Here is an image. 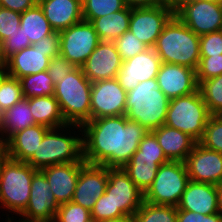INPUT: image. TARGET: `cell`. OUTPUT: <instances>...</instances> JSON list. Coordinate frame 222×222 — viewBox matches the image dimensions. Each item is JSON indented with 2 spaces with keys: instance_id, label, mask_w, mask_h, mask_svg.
Wrapping results in <instances>:
<instances>
[{
  "instance_id": "cell-3",
  "label": "cell",
  "mask_w": 222,
  "mask_h": 222,
  "mask_svg": "<svg viewBox=\"0 0 222 222\" xmlns=\"http://www.w3.org/2000/svg\"><path fill=\"white\" fill-rule=\"evenodd\" d=\"M76 129H78L77 133H81L77 135L76 131H74ZM65 131L68 132L66 133ZM81 135L82 128L79 125L67 124L58 128H50L45 133L33 156L26 163L40 170L51 165L80 162L83 159Z\"/></svg>"
},
{
  "instance_id": "cell-1",
  "label": "cell",
  "mask_w": 222,
  "mask_h": 222,
  "mask_svg": "<svg viewBox=\"0 0 222 222\" xmlns=\"http://www.w3.org/2000/svg\"><path fill=\"white\" fill-rule=\"evenodd\" d=\"M83 159L92 165L122 168L149 132L126 115L91 119L82 126Z\"/></svg>"
},
{
  "instance_id": "cell-7",
  "label": "cell",
  "mask_w": 222,
  "mask_h": 222,
  "mask_svg": "<svg viewBox=\"0 0 222 222\" xmlns=\"http://www.w3.org/2000/svg\"><path fill=\"white\" fill-rule=\"evenodd\" d=\"M211 114L199 89L169 101L165 125L187 133L199 142Z\"/></svg>"
},
{
  "instance_id": "cell-56",
  "label": "cell",
  "mask_w": 222,
  "mask_h": 222,
  "mask_svg": "<svg viewBox=\"0 0 222 222\" xmlns=\"http://www.w3.org/2000/svg\"><path fill=\"white\" fill-rule=\"evenodd\" d=\"M8 75L6 66H0V84L4 80V78Z\"/></svg>"
},
{
  "instance_id": "cell-33",
  "label": "cell",
  "mask_w": 222,
  "mask_h": 222,
  "mask_svg": "<svg viewBox=\"0 0 222 222\" xmlns=\"http://www.w3.org/2000/svg\"><path fill=\"white\" fill-rule=\"evenodd\" d=\"M198 89L211 115H222V74L199 83Z\"/></svg>"
},
{
  "instance_id": "cell-25",
  "label": "cell",
  "mask_w": 222,
  "mask_h": 222,
  "mask_svg": "<svg viewBox=\"0 0 222 222\" xmlns=\"http://www.w3.org/2000/svg\"><path fill=\"white\" fill-rule=\"evenodd\" d=\"M49 129L47 126L36 124L16 132L6 141L7 157L27 162Z\"/></svg>"
},
{
  "instance_id": "cell-51",
  "label": "cell",
  "mask_w": 222,
  "mask_h": 222,
  "mask_svg": "<svg viewBox=\"0 0 222 222\" xmlns=\"http://www.w3.org/2000/svg\"><path fill=\"white\" fill-rule=\"evenodd\" d=\"M102 222H135L134 216L131 215H123L117 218H112L109 220H105Z\"/></svg>"
},
{
  "instance_id": "cell-53",
  "label": "cell",
  "mask_w": 222,
  "mask_h": 222,
  "mask_svg": "<svg viewBox=\"0 0 222 222\" xmlns=\"http://www.w3.org/2000/svg\"><path fill=\"white\" fill-rule=\"evenodd\" d=\"M218 213L222 216V184L217 186Z\"/></svg>"
},
{
  "instance_id": "cell-8",
  "label": "cell",
  "mask_w": 222,
  "mask_h": 222,
  "mask_svg": "<svg viewBox=\"0 0 222 222\" xmlns=\"http://www.w3.org/2000/svg\"><path fill=\"white\" fill-rule=\"evenodd\" d=\"M188 182L189 175L184 162L168 161L161 164L152 185L144 193V201L177 207Z\"/></svg>"
},
{
  "instance_id": "cell-13",
  "label": "cell",
  "mask_w": 222,
  "mask_h": 222,
  "mask_svg": "<svg viewBox=\"0 0 222 222\" xmlns=\"http://www.w3.org/2000/svg\"><path fill=\"white\" fill-rule=\"evenodd\" d=\"M175 15L163 5L131 8L129 31L149 48H153L165 25Z\"/></svg>"
},
{
  "instance_id": "cell-38",
  "label": "cell",
  "mask_w": 222,
  "mask_h": 222,
  "mask_svg": "<svg viewBox=\"0 0 222 222\" xmlns=\"http://www.w3.org/2000/svg\"><path fill=\"white\" fill-rule=\"evenodd\" d=\"M114 43L123 61L149 48L130 31H126L123 35L118 37Z\"/></svg>"
},
{
  "instance_id": "cell-24",
  "label": "cell",
  "mask_w": 222,
  "mask_h": 222,
  "mask_svg": "<svg viewBox=\"0 0 222 222\" xmlns=\"http://www.w3.org/2000/svg\"><path fill=\"white\" fill-rule=\"evenodd\" d=\"M169 161L184 162L192 152L197 141L187 133L167 125H162L152 131Z\"/></svg>"
},
{
  "instance_id": "cell-14",
  "label": "cell",
  "mask_w": 222,
  "mask_h": 222,
  "mask_svg": "<svg viewBox=\"0 0 222 222\" xmlns=\"http://www.w3.org/2000/svg\"><path fill=\"white\" fill-rule=\"evenodd\" d=\"M189 180L213 185L222 184V154L199 142L184 161Z\"/></svg>"
},
{
  "instance_id": "cell-43",
  "label": "cell",
  "mask_w": 222,
  "mask_h": 222,
  "mask_svg": "<svg viewBox=\"0 0 222 222\" xmlns=\"http://www.w3.org/2000/svg\"><path fill=\"white\" fill-rule=\"evenodd\" d=\"M75 68L76 67L72 63H70L65 57L58 55L50 60L47 72L52 78L53 83L57 84L62 80V78H64Z\"/></svg>"
},
{
  "instance_id": "cell-45",
  "label": "cell",
  "mask_w": 222,
  "mask_h": 222,
  "mask_svg": "<svg viewBox=\"0 0 222 222\" xmlns=\"http://www.w3.org/2000/svg\"><path fill=\"white\" fill-rule=\"evenodd\" d=\"M136 152H140V156L166 157L158 143L157 138L152 132H148L140 141L138 150Z\"/></svg>"
},
{
  "instance_id": "cell-47",
  "label": "cell",
  "mask_w": 222,
  "mask_h": 222,
  "mask_svg": "<svg viewBox=\"0 0 222 222\" xmlns=\"http://www.w3.org/2000/svg\"><path fill=\"white\" fill-rule=\"evenodd\" d=\"M34 44H38V48L42 50H50V59L60 55V35L57 31L43 37Z\"/></svg>"
},
{
  "instance_id": "cell-6",
  "label": "cell",
  "mask_w": 222,
  "mask_h": 222,
  "mask_svg": "<svg viewBox=\"0 0 222 222\" xmlns=\"http://www.w3.org/2000/svg\"><path fill=\"white\" fill-rule=\"evenodd\" d=\"M38 170L26 162L7 157L0 167V207L21 214L30 198L31 181Z\"/></svg>"
},
{
  "instance_id": "cell-2",
  "label": "cell",
  "mask_w": 222,
  "mask_h": 222,
  "mask_svg": "<svg viewBox=\"0 0 222 222\" xmlns=\"http://www.w3.org/2000/svg\"><path fill=\"white\" fill-rule=\"evenodd\" d=\"M153 49L163 63L196 70L200 60V36L174 15L160 33Z\"/></svg>"
},
{
  "instance_id": "cell-17",
  "label": "cell",
  "mask_w": 222,
  "mask_h": 222,
  "mask_svg": "<svg viewBox=\"0 0 222 222\" xmlns=\"http://www.w3.org/2000/svg\"><path fill=\"white\" fill-rule=\"evenodd\" d=\"M45 175L38 170L31 181L29 202L25 210L18 216L27 219L54 222L59 204L50 190Z\"/></svg>"
},
{
  "instance_id": "cell-29",
  "label": "cell",
  "mask_w": 222,
  "mask_h": 222,
  "mask_svg": "<svg viewBox=\"0 0 222 222\" xmlns=\"http://www.w3.org/2000/svg\"><path fill=\"white\" fill-rule=\"evenodd\" d=\"M131 8L104 15L94 19L91 23L100 41L114 42L118 37L129 31Z\"/></svg>"
},
{
  "instance_id": "cell-26",
  "label": "cell",
  "mask_w": 222,
  "mask_h": 222,
  "mask_svg": "<svg viewBox=\"0 0 222 222\" xmlns=\"http://www.w3.org/2000/svg\"><path fill=\"white\" fill-rule=\"evenodd\" d=\"M168 161L166 157L140 156V152H135L122 168L134 184L145 193L152 185L159 166Z\"/></svg>"
},
{
  "instance_id": "cell-10",
  "label": "cell",
  "mask_w": 222,
  "mask_h": 222,
  "mask_svg": "<svg viewBox=\"0 0 222 222\" xmlns=\"http://www.w3.org/2000/svg\"><path fill=\"white\" fill-rule=\"evenodd\" d=\"M105 192L113 202V218L133 216L144 201V193L134 184L123 168H108Z\"/></svg>"
},
{
  "instance_id": "cell-48",
  "label": "cell",
  "mask_w": 222,
  "mask_h": 222,
  "mask_svg": "<svg viewBox=\"0 0 222 222\" xmlns=\"http://www.w3.org/2000/svg\"><path fill=\"white\" fill-rule=\"evenodd\" d=\"M38 0H0V7L23 13L35 7Z\"/></svg>"
},
{
  "instance_id": "cell-42",
  "label": "cell",
  "mask_w": 222,
  "mask_h": 222,
  "mask_svg": "<svg viewBox=\"0 0 222 222\" xmlns=\"http://www.w3.org/2000/svg\"><path fill=\"white\" fill-rule=\"evenodd\" d=\"M3 43L4 54L7 59L16 52L32 45L29 38H26L22 27L16 29Z\"/></svg>"
},
{
  "instance_id": "cell-5",
  "label": "cell",
  "mask_w": 222,
  "mask_h": 222,
  "mask_svg": "<svg viewBox=\"0 0 222 222\" xmlns=\"http://www.w3.org/2000/svg\"><path fill=\"white\" fill-rule=\"evenodd\" d=\"M92 82L76 67L55 84L57 99L67 124L82 126L90 121V96Z\"/></svg>"
},
{
  "instance_id": "cell-30",
  "label": "cell",
  "mask_w": 222,
  "mask_h": 222,
  "mask_svg": "<svg viewBox=\"0 0 222 222\" xmlns=\"http://www.w3.org/2000/svg\"><path fill=\"white\" fill-rule=\"evenodd\" d=\"M20 27L31 44L41 40L43 37L54 33V29L45 18L42 8L37 4L35 7L21 13Z\"/></svg>"
},
{
  "instance_id": "cell-19",
  "label": "cell",
  "mask_w": 222,
  "mask_h": 222,
  "mask_svg": "<svg viewBox=\"0 0 222 222\" xmlns=\"http://www.w3.org/2000/svg\"><path fill=\"white\" fill-rule=\"evenodd\" d=\"M107 182V167L86 163L80 169L71 201L91 211L97 199L105 193Z\"/></svg>"
},
{
  "instance_id": "cell-52",
  "label": "cell",
  "mask_w": 222,
  "mask_h": 222,
  "mask_svg": "<svg viewBox=\"0 0 222 222\" xmlns=\"http://www.w3.org/2000/svg\"><path fill=\"white\" fill-rule=\"evenodd\" d=\"M7 158L6 142L0 139V167L2 162Z\"/></svg>"
},
{
  "instance_id": "cell-31",
  "label": "cell",
  "mask_w": 222,
  "mask_h": 222,
  "mask_svg": "<svg viewBox=\"0 0 222 222\" xmlns=\"http://www.w3.org/2000/svg\"><path fill=\"white\" fill-rule=\"evenodd\" d=\"M23 98L54 95L55 84L47 70L19 79Z\"/></svg>"
},
{
  "instance_id": "cell-44",
  "label": "cell",
  "mask_w": 222,
  "mask_h": 222,
  "mask_svg": "<svg viewBox=\"0 0 222 222\" xmlns=\"http://www.w3.org/2000/svg\"><path fill=\"white\" fill-rule=\"evenodd\" d=\"M91 217L93 222H102L113 218V202L106 192L97 199L91 209Z\"/></svg>"
},
{
  "instance_id": "cell-49",
  "label": "cell",
  "mask_w": 222,
  "mask_h": 222,
  "mask_svg": "<svg viewBox=\"0 0 222 222\" xmlns=\"http://www.w3.org/2000/svg\"><path fill=\"white\" fill-rule=\"evenodd\" d=\"M129 8L153 7L161 5V0H124Z\"/></svg>"
},
{
  "instance_id": "cell-57",
  "label": "cell",
  "mask_w": 222,
  "mask_h": 222,
  "mask_svg": "<svg viewBox=\"0 0 222 222\" xmlns=\"http://www.w3.org/2000/svg\"><path fill=\"white\" fill-rule=\"evenodd\" d=\"M208 1L222 2V0H208Z\"/></svg>"
},
{
  "instance_id": "cell-46",
  "label": "cell",
  "mask_w": 222,
  "mask_h": 222,
  "mask_svg": "<svg viewBox=\"0 0 222 222\" xmlns=\"http://www.w3.org/2000/svg\"><path fill=\"white\" fill-rule=\"evenodd\" d=\"M177 222H222V216L217 212L210 215L177 209Z\"/></svg>"
},
{
  "instance_id": "cell-23",
  "label": "cell",
  "mask_w": 222,
  "mask_h": 222,
  "mask_svg": "<svg viewBox=\"0 0 222 222\" xmlns=\"http://www.w3.org/2000/svg\"><path fill=\"white\" fill-rule=\"evenodd\" d=\"M45 18L60 32L83 20L81 0H38Z\"/></svg>"
},
{
  "instance_id": "cell-37",
  "label": "cell",
  "mask_w": 222,
  "mask_h": 222,
  "mask_svg": "<svg viewBox=\"0 0 222 222\" xmlns=\"http://www.w3.org/2000/svg\"><path fill=\"white\" fill-rule=\"evenodd\" d=\"M54 222H93L91 211L73 201L61 204Z\"/></svg>"
},
{
  "instance_id": "cell-22",
  "label": "cell",
  "mask_w": 222,
  "mask_h": 222,
  "mask_svg": "<svg viewBox=\"0 0 222 222\" xmlns=\"http://www.w3.org/2000/svg\"><path fill=\"white\" fill-rule=\"evenodd\" d=\"M50 60V50H42L38 44H32L9 57L6 69L8 75L20 79L47 70Z\"/></svg>"
},
{
  "instance_id": "cell-34",
  "label": "cell",
  "mask_w": 222,
  "mask_h": 222,
  "mask_svg": "<svg viewBox=\"0 0 222 222\" xmlns=\"http://www.w3.org/2000/svg\"><path fill=\"white\" fill-rule=\"evenodd\" d=\"M126 7L124 0H82L83 20L92 22L94 19L123 10Z\"/></svg>"
},
{
  "instance_id": "cell-18",
  "label": "cell",
  "mask_w": 222,
  "mask_h": 222,
  "mask_svg": "<svg viewBox=\"0 0 222 222\" xmlns=\"http://www.w3.org/2000/svg\"><path fill=\"white\" fill-rule=\"evenodd\" d=\"M158 88L171 100L198 90L196 70L172 63H163L156 76Z\"/></svg>"
},
{
  "instance_id": "cell-27",
  "label": "cell",
  "mask_w": 222,
  "mask_h": 222,
  "mask_svg": "<svg viewBox=\"0 0 222 222\" xmlns=\"http://www.w3.org/2000/svg\"><path fill=\"white\" fill-rule=\"evenodd\" d=\"M36 125L31 114L29 100L23 98L0 114V133L5 142L16 132ZM5 136V137H4Z\"/></svg>"
},
{
  "instance_id": "cell-55",
  "label": "cell",
  "mask_w": 222,
  "mask_h": 222,
  "mask_svg": "<svg viewBox=\"0 0 222 222\" xmlns=\"http://www.w3.org/2000/svg\"><path fill=\"white\" fill-rule=\"evenodd\" d=\"M21 218L19 219L18 222H46V221H42V220H35V219H27V218H24L22 216H20ZM8 219H6L7 222H15L13 221V216L12 217H9V214H8Z\"/></svg>"
},
{
  "instance_id": "cell-39",
  "label": "cell",
  "mask_w": 222,
  "mask_h": 222,
  "mask_svg": "<svg viewBox=\"0 0 222 222\" xmlns=\"http://www.w3.org/2000/svg\"><path fill=\"white\" fill-rule=\"evenodd\" d=\"M221 74H222V54L209 57H200L196 69L198 84L201 81L217 77Z\"/></svg>"
},
{
  "instance_id": "cell-32",
  "label": "cell",
  "mask_w": 222,
  "mask_h": 222,
  "mask_svg": "<svg viewBox=\"0 0 222 222\" xmlns=\"http://www.w3.org/2000/svg\"><path fill=\"white\" fill-rule=\"evenodd\" d=\"M133 216L135 222H177V207L143 201Z\"/></svg>"
},
{
  "instance_id": "cell-35",
  "label": "cell",
  "mask_w": 222,
  "mask_h": 222,
  "mask_svg": "<svg viewBox=\"0 0 222 222\" xmlns=\"http://www.w3.org/2000/svg\"><path fill=\"white\" fill-rule=\"evenodd\" d=\"M21 99H23V94L19 79L7 75L0 84V114Z\"/></svg>"
},
{
  "instance_id": "cell-50",
  "label": "cell",
  "mask_w": 222,
  "mask_h": 222,
  "mask_svg": "<svg viewBox=\"0 0 222 222\" xmlns=\"http://www.w3.org/2000/svg\"><path fill=\"white\" fill-rule=\"evenodd\" d=\"M192 0H161V5L167 7L174 13L179 10L184 4Z\"/></svg>"
},
{
  "instance_id": "cell-40",
  "label": "cell",
  "mask_w": 222,
  "mask_h": 222,
  "mask_svg": "<svg viewBox=\"0 0 222 222\" xmlns=\"http://www.w3.org/2000/svg\"><path fill=\"white\" fill-rule=\"evenodd\" d=\"M21 13L0 7V38L4 41L20 27Z\"/></svg>"
},
{
  "instance_id": "cell-16",
  "label": "cell",
  "mask_w": 222,
  "mask_h": 222,
  "mask_svg": "<svg viewBox=\"0 0 222 222\" xmlns=\"http://www.w3.org/2000/svg\"><path fill=\"white\" fill-rule=\"evenodd\" d=\"M123 60L114 42L100 41L81 66L84 75L93 83L117 78Z\"/></svg>"
},
{
  "instance_id": "cell-28",
  "label": "cell",
  "mask_w": 222,
  "mask_h": 222,
  "mask_svg": "<svg viewBox=\"0 0 222 222\" xmlns=\"http://www.w3.org/2000/svg\"><path fill=\"white\" fill-rule=\"evenodd\" d=\"M29 106L36 124L48 128H58L67 125L60 110L59 103L54 95L30 97Z\"/></svg>"
},
{
  "instance_id": "cell-4",
  "label": "cell",
  "mask_w": 222,
  "mask_h": 222,
  "mask_svg": "<svg viewBox=\"0 0 222 222\" xmlns=\"http://www.w3.org/2000/svg\"><path fill=\"white\" fill-rule=\"evenodd\" d=\"M170 99L158 88L156 78L139 82L126 96V117L149 132L164 125Z\"/></svg>"
},
{
  "instance_id": "cell-9",
  "label": "cell",
  "mask_w": 222,
  "mask_h": 222,
  "mask_svg": "<svg viewBox=\"0 0 222 222\" xmlns=\"http://www.w3.org/2000/svg\"><path fill=\"white\" fill-rule=\"evenodd\" d=\"M60 55L81 67L98 46L100 39L91 22L82 20L59 32Z\"/></svg>"
},
{
  "instance_id": "cell-11",
  "label": "cell",
  "mask_w": 222,
  "mask_h": 222,
  "mask_svg": "<svg viewBox=\"0 0 222 222\" xmlns=\"http://www.w3.org/2000/svg\"><path fill=\"white\" fill-rule=\"evenodd\" d=\"M127 92L117 78L92 83L90 96V120L122 116L126 114Z\"/></svg>"
},
{
  "instance_id": "cell-20",
  "label": "cell",
  "mask_w": 222,
  "mask_h": 222,
  "mask_svg": "<svg viewBox=\"0 0 222 222\" xmlns=\"http://www.w3.org/2000/svg\"><path fill=\"white\" fill-rule=\"evenodd\" d=\"M85 164V160L82 159L80 162L51 165L40 169L59 205L72 200L80 169Z\"/></svg>"
},
{
  "instance_id": "cell-41",
  "label": "cell",
  "mask_w": 222,
  "mask_h": 222,
  "mask_svg": "<svg viewBox=\"0 0 222 222\" xmlns=\"http://www.w3.org/2000/svg\"><path fill=\"white\" fill-rule=\"evenodd\" d=\"M220 54H222V33L220 30L200 36V57Z\"/></svg>"
},
{
  "instance_id": "cell-54",
  "label": "cell",
  "mask_w": 222,
  "mask_h": 222,
  "mask_svg": "<svg viewBox=\"0 0 222 222\" xmlns=\"http://www.w3.org/2000/svg\"><path fill=\"white\" fill-rule=\"evenodd\" d=\"M3 40L0 38V66H6L7 64V58L4 54V45Z\"/></svg>"
},
{
  "instance_id": "cell-21",
  "label": "cell",
  "mask_w": 222,
  "mask_h": 222,
  "mask_svg": "<svg viewBox=\"0 0 222 222\" xmlns=\"http://www.w3.org/2000/svg\"><path fill=\"white\" fill-rule=\"evenodd\" d=\"M177 209L203 215L217 213V185L189 180Z\"/></svg>"
},
{
  "instance_id": "cell-36",
  "label": "cell",
  "mask_w": 222,
  "mask_h": 222,
  "mask_svg": "<svg viewBox=\"0 0 222 222\" xmlns=\"http://www.w3.org/2000/svg\"><path fill=\"white\" fill-rule=\"evenodd\" d=\"M205 148L222 154V115H211L199 141Z\"/></svg>"
},
{
  "instance_id": "cell-12",
  "label": "cell",
  "mask_w": 222,
  "mask_h": 222,
  "mask_svg": "<svg viewBox=\"0 0 222 222\" xmlns=\"http://www.w3.org/2000/svg\"><path fill=\"white\" fill-rule=\"evenodd\" d=\"M175 15L196 35L219 31L222 27V2L192 0Z\"/></svg>"
},
{
  "instance_id": "cell-15",
  "label": "cell",
  "mask_w": 222,
  "mask_h": 222,
  "mask_svg": "<svg viewBox=\"0 0 222 222\" xmlns=\"http://www.w3.org/2000/svg\"><path fill=\"white\" fill-rule=\"evenodd\" d=\"M162 61L153 48L123 61L117 74L120 86L128 92L135 88L139 82L156 78Z\"/></svg>"
}]
</instances>
